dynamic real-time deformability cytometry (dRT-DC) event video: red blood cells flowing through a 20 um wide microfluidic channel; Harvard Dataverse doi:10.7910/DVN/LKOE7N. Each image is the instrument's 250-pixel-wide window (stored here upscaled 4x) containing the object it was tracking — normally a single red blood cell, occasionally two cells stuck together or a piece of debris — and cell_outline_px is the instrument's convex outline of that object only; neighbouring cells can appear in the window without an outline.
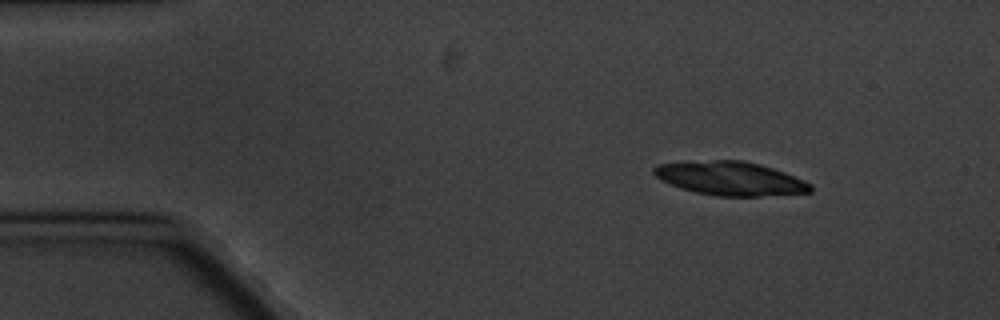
{"species": "common noctule bat (a hibernating species)", "species_latin": "Nyctalus noctula", "temperature_condition": "cold", "stored_images_in_passage": 3, "camera_frame_rate_fps": 3000, "um_per_image_px": 0.085, "animal": {"sex": "male", "body_mass_g": 20.1, "forearm_length_mm": 53.5}, "frame": {"image": 1, "passage_image": 1, "time_ms": 0.0, "image_size_px": [1000, 320], "cell_outline_px": [[812, 192], [760, 196], [716, 196], [696, 192], [680, 188], [660, 180], [652, 172], [652, 168], [656, 164], [716, 160], [744, 160], [760, 164], [784, 172], [804, 180], [812, 184]], "centroid_in_image_um": [62.07, 15.17], "position_along_channel_um": 22.9, "area_um2": 30.75}}